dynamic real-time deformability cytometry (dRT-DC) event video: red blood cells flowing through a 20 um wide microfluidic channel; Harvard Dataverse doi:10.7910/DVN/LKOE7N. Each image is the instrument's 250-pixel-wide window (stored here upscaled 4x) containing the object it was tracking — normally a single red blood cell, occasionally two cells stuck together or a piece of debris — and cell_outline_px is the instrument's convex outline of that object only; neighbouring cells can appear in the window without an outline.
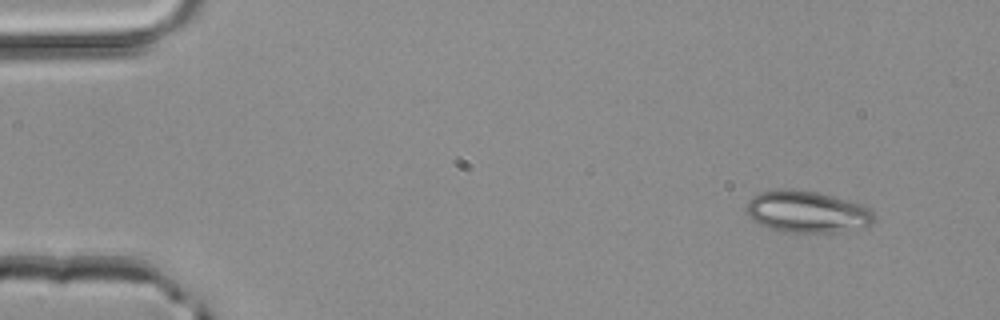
{"species": "common noctule bat (a hibernating species)", "species_latin": "Nyctalus noctula", "temperature_condition": "room temperature", "stored_images_in_passage": 47, "camera_frame_rate_fps": 3000, "um_per_image_px": 0.085, "animal": {"sex": "male", "body_mass_g": 20.4}, "frame": {"image": 1, "passage_image": 1, "time_ms": 0.0, "image_size_px": [1000, 320], "cell_outline_px": [[876, 216], [872, 224], [836, 232], [784, 232], [760, 224], [748, 216], [744, 208], [748, 200], [752, 196], [760, 192], [780, 188], [788, 188], [816, 192], [832, 196], [860, 204], [868, 208]], "centroid_in_image_um": [68.54, 17.98], "position_along_channel_um": 16.5, "area_um2": 30.92}}
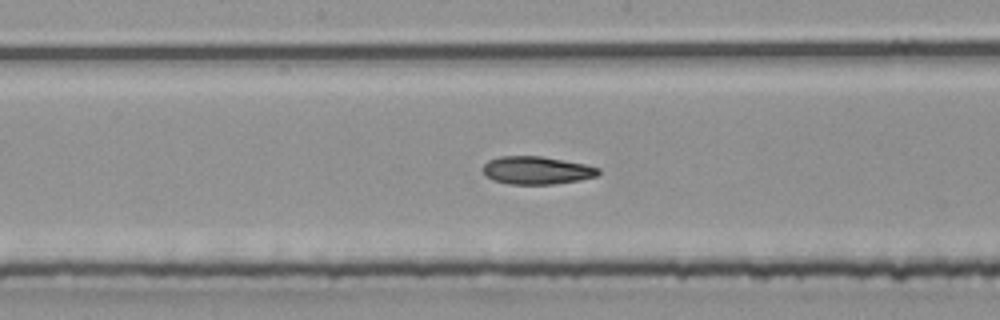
{"frame": {"image": 2, "passage_image": 23, "time_ms": 7.333, "image_size_px": [1000, 320], "cell_outline_px": [[600, 172], [596, 176], [580, 180], [552, 184], [508, 184], [492, 180], [484, 176], [484, 164], [488, 160], [500, 156], [540, 156], [584, 164], [600, 168]], "centroid_in_image_um": [45.59, 14.48], "position_along_channel_um": 202.6, "area_um2": 18.73}}
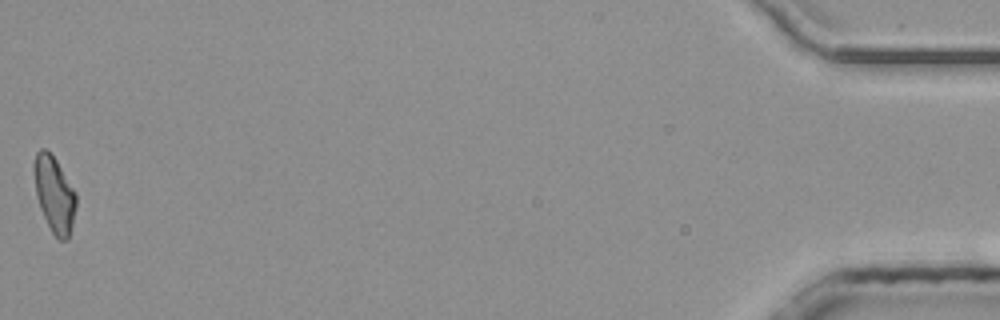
{"frame": {"image": 3, "passage_image": 47, "time_ms": 15.333, "image_size_px": [1000, 320], "cell_outline_px": [[76, 208], [68, 240], [56, 240], [40, 208], [36, 196], [32, 168], [36, 152], [40, 148], [44, 148], [56, 160], [76, 192]], "centroid_in_image_um": [4.6, 16.52], "position_along_channel_um": 430.6, "area_um2": 18.73}, "authors_computed_cell_mechanics": {"area_um2": 19.074, "velocity_mm_per_s": 4.1378, "shape_relaxation_time_tau1_ms": null, "shape_relaxation_time_tau2_ms": 4.0593, "deformation_change_tau1": null, "deformation_change_tau2": 0.1113}}